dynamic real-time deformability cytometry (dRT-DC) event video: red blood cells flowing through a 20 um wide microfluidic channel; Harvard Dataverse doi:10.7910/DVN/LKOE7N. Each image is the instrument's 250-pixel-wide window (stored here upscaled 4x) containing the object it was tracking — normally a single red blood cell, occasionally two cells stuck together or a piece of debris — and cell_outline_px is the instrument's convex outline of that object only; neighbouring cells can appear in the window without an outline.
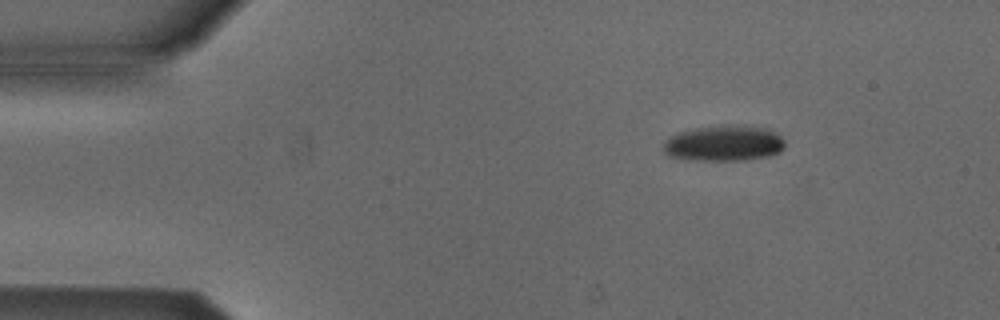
{"species": "Egyptian fruit bat (a non-hibernating species)", "species_latin": "Rousettus aegyptiacus", "temperature_condition": "cold", "stored_images_in_passage": 5, "camera_frame_rate_fps": 3000, "um_per_image_px": 0.085, "animal": {"sex": "male"}, "frame": {"image": 1, "passage_image": 3, "time_ms": 2.333, "image_size_px": [1000, 320], "cell_outline_px": [[784, 148], [780, 152], [772, 156], [744, 160], [692, 160], [668, 156], [664, 152], [664, 140], [668, 136], [692, 128], [724, 124], [736, 124], [768, 128], [780, 136], [784, 140]], "centroid_in_image_um": [61.54, 12.16], "position_along_channel_um": 23.5, "area_um2": 25.84}}